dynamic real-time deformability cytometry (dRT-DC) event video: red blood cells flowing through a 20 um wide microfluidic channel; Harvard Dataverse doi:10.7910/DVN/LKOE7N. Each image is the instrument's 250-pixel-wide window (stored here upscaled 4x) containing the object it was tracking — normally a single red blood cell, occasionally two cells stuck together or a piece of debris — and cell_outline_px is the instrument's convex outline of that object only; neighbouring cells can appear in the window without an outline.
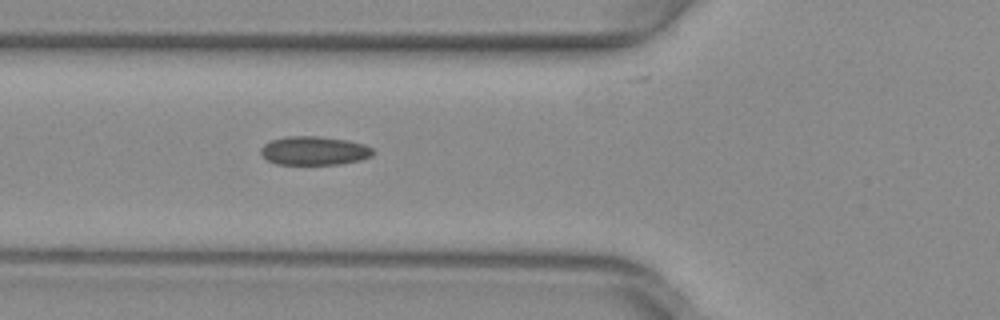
{"species": "common noctule bat (a hibernating species)", "species_latin": "Nyctalus noctula", "temperature_condition": "warm", "stored_images_in_passage": 35, "camera_frame_rate_fps": 3000, "um_per_image_px": 0.085, "animal": {"sex": "female", "body_mass_g": 29.2, "forearm_length_mm": 56.3}, "frame": {"image": 1, "passage_image": 3, "time_ms": 0.667, "image_size_px": [1000, 320], "cell_outline_px": [[372, 156], [360, 160], [340, 164], [276, 164], [268, 160], [260, 152], [260, 148], [264, 144], [272, 140], [288, 136], [316, 136], [348, 140], [364, 144], [372, 148]], "centroid_in_image_um": [26.7, 12.81], "position_along_channel_um": 99.1, "area_um2": 18.67}}
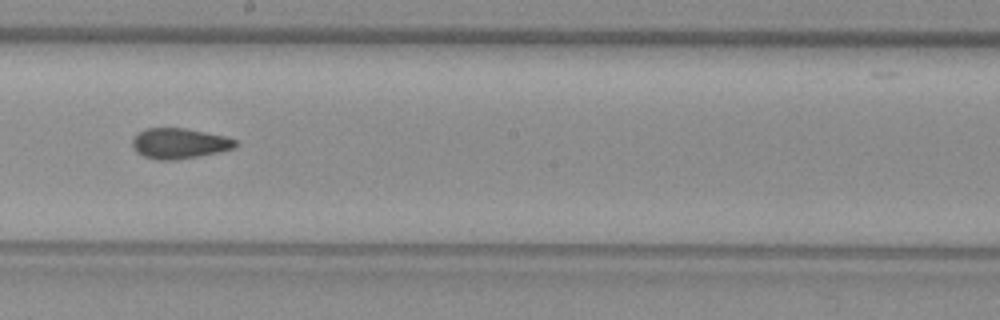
{"frame": {"image": 2, "passage_image": 13, "time_ms": 4.0, "image_size_px": [1000, 320], "cell_outline_px": [[236, 148], [220, 152], [200, 156], [176, 160], [156, 160], [144, 156], [136, 152], [132, 144], [132, 140], [140, 132], [148, 128], [184, 128], [224, 136], [236, 140]], "centroid_in_image_um": [15.26, 12.21], "position_along_channel_um": 232.9, "area_um2": 18.21}}
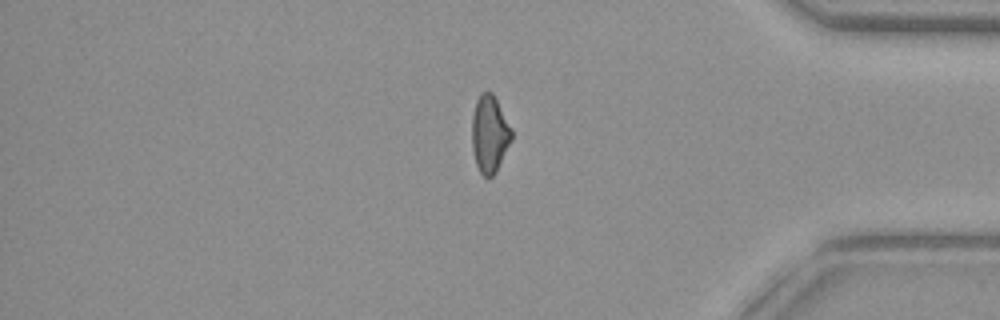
{"frame": {"image": 3, "passage_image": 27, "time_ms": 8.667, "image_size_px": [1000, 320], "cell_outline_px": [[512, 140], [496, 172], [492, 176], [484, 176], [480, 172], [476, 164], [472, 148], [472, 116], [476, 100], [480, 92], [492, 92], [512, 128]], "centroid_in_image_um": [41.62, 11.38], "position_along_channel_um": 393.6, "area_um2": 17.86}, "authors_computed_cell_mechanics": {"area_um2": 18.0914, "velocity_mm_per_s": 3.9992, "shape_relaxation_time_tau1_ms": null, "shape_relaxation_time_tau2_ms": 2.0701, "deformation_change_tau1": null, "deformation_change_tau2": 0.0658}}